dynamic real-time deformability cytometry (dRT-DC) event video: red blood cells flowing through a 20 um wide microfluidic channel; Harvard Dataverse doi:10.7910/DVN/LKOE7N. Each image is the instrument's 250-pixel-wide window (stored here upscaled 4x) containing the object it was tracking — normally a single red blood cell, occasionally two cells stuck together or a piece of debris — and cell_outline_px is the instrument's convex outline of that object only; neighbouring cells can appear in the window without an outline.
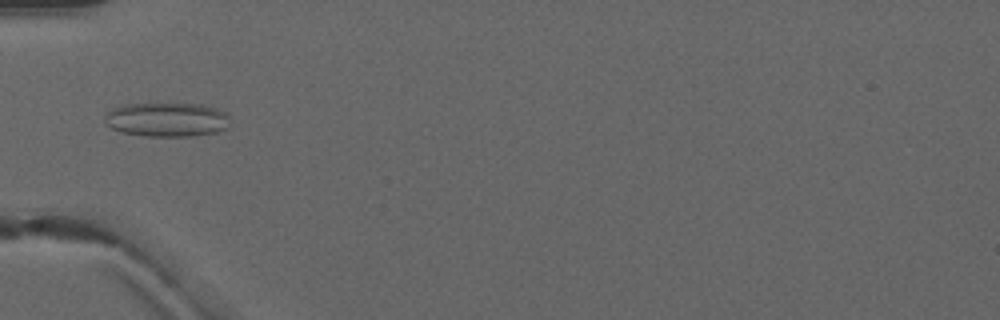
{"species": "common noctule bat (a hibernating species)", "species_latin": "Nyctalus noctula", "temperature_condition": "warm", "stored_images_in_passage": 2, "camera_frame_rate_fps": 3000, "um_per_image_px": 0.085, "animal": {"sex": "male", "forearm_length_mm": 52.5}, "frame": {"image": 1, "passage_image": 2, "time_ms": 1.333, "image_size_px": [1000, 320], "cell_outline_px": [[228, 128], [216, 132], [192, 136], [148, 136], [120, 132], [104, 124], [104, 116], [112, 108], [120, 104], [204, 104], [228, 112]], "centroid_in_image_um": [14.17, 10.16], "position_along_channel_um": 70.8, "area_um2": 25.2}}